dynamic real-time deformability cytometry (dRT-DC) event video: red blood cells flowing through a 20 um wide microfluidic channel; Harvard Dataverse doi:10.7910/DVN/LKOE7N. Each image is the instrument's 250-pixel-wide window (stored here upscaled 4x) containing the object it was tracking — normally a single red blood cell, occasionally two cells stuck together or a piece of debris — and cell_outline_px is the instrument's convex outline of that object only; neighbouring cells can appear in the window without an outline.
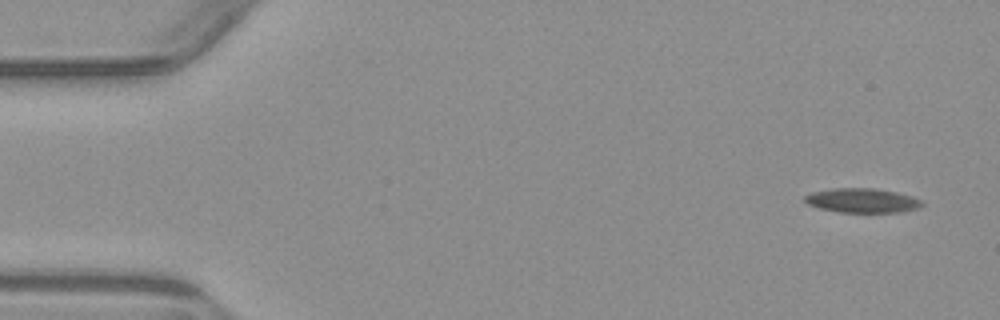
{"species": "common noctule bat (a hibernating species)", "species_latin": "Nyctalus noctula", "temperature_condition": "warm", "stored_images_in_passage": 4, "camera_frame_rate_fps": 3000, "um_per_image_px": 0.085, "animal": {"sex": "male", "body_mass_g": 23.1, "forearm_length_mm": 52.7}, "frame": {"image": 1, "passage_image": 1, "time_ms": 0.0, "image_size_px": [1000, 320], "cell_outline_px": [[924, 204], [920, 208], [900, 212], [840, 212], [820, 208], [808, 204], [804, 200], [804, 196], [812, 192], [832, 188], [872, 188], [896, 192], [912, 196], [920, 200]], "centroid_in_image_um": [73.3, 17.04], "position_along_channel_um": 11.7, "area_um2": 16.59}}